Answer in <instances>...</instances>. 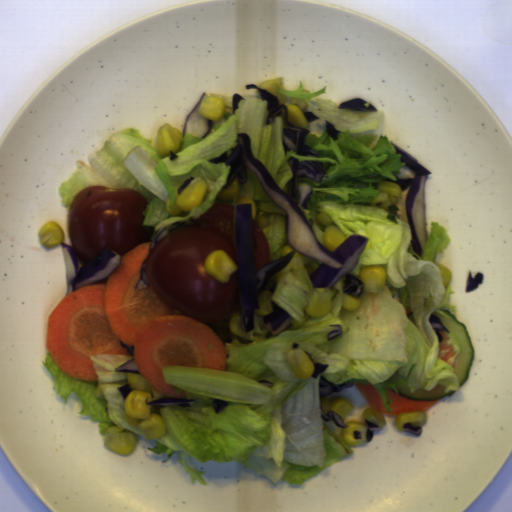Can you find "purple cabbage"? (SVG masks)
I'll use <instances>...</instances> for the list:
<instances>
[{"label": "purple cabbage", "instance_id": "4a5ac53e", "mask_svg": "<svg viewBox=\"0 0 512 512\" xmlns=\"http://www.w3.org/2000/svg\"><path fill=\"white\" fill-rule=\"evenodd\" d=\"M403 431L410 433L412 435H416L417 437L422 436L423 434V428L421 425H413L411 422H406L402 426Z\"/></svg>", "mask_w": 512, "mask_h": 512}, {"label": "purple cabbage", "instance_id": "ad9c8063", "mask_svg": "<svg viewBox=\"0 0 512 512\" xmlns=\"http://www.w3.org/2000/svg\"><path fill=\"white\" fill-rule=\"evenodd\" d=\"M321 418L323 421L326 422H333L336 426L342 429H349V425L345 422V420L342 419V417L334 412L333 410H327V412H324L321 409Z\"/></svg>", "mask_w": 512, "mask_h": 512}, {"label": "purple cabbage", "instance_id": "76c941e5", "mask_svg": "<svg viewBox=\"0 0 512 512\" xmlns=\"http://www.w3.org/2000/svg\"><path fill=\"white\" fill-rule=\"evenodd\" d=\"M241 100H246L242 94L238 93V92H234L233 94H231V108H232V115L234 113V111L238 108H240L239 106V101Z\"/></svg>", "mask_w": 512, "mask_h": 512}, {"label": "purple cabbage", "instance_id": "7f2bcce9", "mask_svg": "<svg viewBox=\"0 0 512 512\" xmlns=\"http://www.w3.org/2000/svg\"><path fill=\"white\" fill-rule=\"evenodd\" d=\"M114 370L117 373H134V374H138L141 376L138 368L135 365L134 358L124 361L118 367H116Z\"/></svg>", "mask_w": 512, "mask_h": 512}, {"label": "purple cabbage", "instance_id": "ea28d5fd", "mask_svg": "<svg viewBox=\"0 0 512 512\" xmlns=\"http://www.w3.org/2000/svg\"><path fill=\"white\" fill-rule=\"evenodd\" d=\"M398 154H401V162H405L408 169L414 173V177L399 178L397 174L395 177L397 181L389 178L383 181L396 182L404 192L408 189L404 197L405 215L407 224L410 225L412 231V240L410 241L412 250L419 255L423 256L426 243L428 240V227L426 217V189L427 181L431 174L424 165H422L414 156L397 146L392 142Z\"/></svg>", "mask_w": 512, "mask_h": 512}, {"label": "purple cabbage", "instance_id": "c7479f85", "mask_svg": "<svg viewBox=\"0 0 512 512\" xmlns=\"http://www.w3.org/2000/svg\"><path fill=\"white\" fill-rule=\"evenodd\" d=\"M148 256H146L144 258V260L142 261L140 267H139V278L135 284V290H143L145 288H148L149 285H148V282H147V278H146V275H145V261L147 259Z\"/></svg>", "mask_w": 512, "mask_h": 512}, {"label": "purple cabbage", "instance_id": "c1f60e8f", "mask_svg": "<svg viewBox=\"0 0 512 512\" xmlns=\"http://www.w3.org/2000/svg\"><path fill=\"white\" fill-rule=\"evenodd\" d=\"M235 145L223 151L218 157L207 161L213 165L223 163L229 167L221 190H226L234 180L247 184L249 170L257 177L265 194L284 212V234L292 251L274 259L257 269L254 250L253 206L251 203L233 204L232 228L237 271L238 309L245 333L255 329V310L261 308L259 296L271 281L292 260L296 252L321 262L309 274L314 288H330L343 278V294L361 296L365 283L354 276L352 271L370 239L353 233L346 237L333 251L322 243L313 230L312 218H306L301 208L307 210L308 200L313 191L308 183H299L304 176L319 184L326 176L324 162L302 160L290 156L286 163L292 177L283 189L253 154L251 137L246 132L237 133Z\"/></svg>", "mask_w": 512, "mask_h": 512}, {"label": "purple cabbage", "instance_id": "c1dc5f6f", "mask_svg": "<svg viewBox=\"0 0 512 512\" xmlns=\"http://www.w3.org/2000/svg\"><path fill=\"white\" fill-rule=\"evenodd\" d=\"M329 327H334L336 329L330 330L328 334L326 335V341H332L341 334H343V328L340 323L337 324H329Z\"/></svg>", "mask_w": 512, "mask_h": 512}, {"label": "purple cabbage", "instance_id": "79d25f72", "mask_svg": "<svg viewBox=\"0 0 512 512\" xmlns=\"http://www.w3.org/2000/svg\"><path fill=\"white\" fill-rule=\"evenodd\" d=\"M302 112H303V114H304V116H305V118H306V120H307V122H308V123H311V122H313V121H316V120H318V119H321L319 116L315 115V114H314L313 112H311V111H302Z\"/></svg>", "mask_w": 512, "mask_h": 512}, {"label": "purple cabbage", "instance_id": "06f8d472", "mask_svg": "<svg viewBox=\"0 0 512 512\" xmlns=\"http://www.w3.org/2000/svg\"><path fill=\"white\" fill-rule=\"evenodd\" d=\"M353 382L345 381L343 383H332L324 375H320L318 380L319 396L326 397L333 393H341L346 389L352 388Z\"/></svg>", "mask_w": 512, "mask_h": 512}, {"label": "purple cabbage", "instance_id": "00650cf3", "mask_svg": "<svg viewBox=\"0 0 512 512\" xmlns=\"http://www.w3.org/2000/svg\"><path fill=\"white\" fill-rule=\"evenodd\" d=\"M257 382L263 384L264 386H266V387H268L270 389L272 388V386L274 384V383H272V382H270L268 380H261V379L259 381H257Z\"/></svg>", "mask_w": 512, "mask_h": 512}, {"label": "purple cabbage", "instance_id": "ae1c544d", "mask_svg": "<svg viewBox=\"0 0 512 512\" xmlns=\"http://www.w3.org/2000/svg\"><path fill=\"white\" fill-rule=\"evenodd\" d=\"M364 423L367 427V431H366V443H369L371 441H373V438H374V434H375V431L372 432L370 430V428H379V424H375V423H372L370 422L368 419H364Z\"/></svg>", "mask_w": 512, "mask_h": 512}, {"label": "purple cabbage", "instance_id": "eb0055e9", "mask_svg": "<svg viewBox=\"0 0 512 512\" xmlns=\"http://www.w3.org/2000/svg\"><path fill=\"white\" fill-rule=\"evenodd\" d=\"M195 177H188L183 180V182L180 184L178 188H176L177 195H181V193L184 191V189L188 186V184L191 182V180Z\"/></svg>", "mask_w": 512, "mask_h": 512}, {"label": "purple cabbage", "instance_id": "e4d92799", "mask_svg": "<svg viewBox=\"0 0 512 512\" xmlns=\"http://www.w3.org/2000/svg\"><path fill=\"white\" fill-rule=\"evenodd\" d=\"M229 403L230 402H227L224 400H219V399H214V398L211 400V406H212L215 414L222 412L229 405Z\"/></svg>", "mask_w": 512, "mask_h": 512}, {"label": "purple cabbage", "instance_id": "c1ba4571", "mask_svg": "<svg viewBox=\"0 0 512 512\" xmlns=\"http://www.w3.org/2000/svg\"><path fill=\"white\" fill-rule=\"evenodd\" d=\"M169 159H170V162L174 161L176 159H179V155L174 153L172 150H169Z\"/></svg>", "mask_w": 512, "mask_h": 512}, {"label": "purple cabbage", "instance_id": "4d1481cc", "mask_svg": "<svg viewBox=\"0 0 512 512\" xmlns=\"http://www.w3.org/2000/svg\"><path fill=\"white\" fill-rule=\"evenodd\" d=\"M186 225H190L186 220H175L170 226H164V227H160L159 229H157L151 237V240L149 243V248H148V255H149L150 251L152 250V248L155 246V244L161 238H163L166 234H168L178 228L186 226Z\"/></svg>", "mask_w": 512, "mask_h": 512}, {"label": "purple cabbage", "instance_id": "45c4457a", "mask_svg": "<svg viewBox=\"0 0 512 512\" xmlns=\"http://www.w3.org/2000/svg\"><path fill=\"white\" fill-rule=\"evenodd\" d=\"M428 320L436 333L438 343L443 342L444 338H443L441 332H445L448 334V333H450V330L445 327L441 318L438 317L433 312L430 313Z\"/></svg>", "mask_w": 512, "mask_h": 512}, {"label": "purple cabbage", "instance_id": "8b30caba", "mask_svg": "<svg viewBox=\"0 0 512 512\" xmlns=\"http://www.w3.org/2000/svg\"><path fill=\"white\" fill-rule=\"evenodd\" d=\"M274 312L263 316V325H268L272 336H276L292 325V317L279 304L271 301Z\"/></svg>", "mask_w": 512, "mask_h": 512}, {"label": "purple cabbage", "instance_id": "161e9ed4", "mask_svg": "<svg viewBox=\"0 0 512 512\" xmlns=\"http://www.w3.org/2000/svg\"><path fill=\"white\" fill-rule=\"evenodd\" d=\"M116 390L119 392L122 399L125 400V398L130 393V391H133V388H132L131 384L127 382L121 386H117Z\"/></svg>", "mask_w": 512, "mask_h": 512}, {"label": "purple cabbage", "instance_id": "9cd0cae8", "mask_svg": "<svg viewBox=\"0 0 512 512\" xmlns=\"http://www.w3.org/2000/svg\"><path fill=\"white\" fill-rule=\"evenodd\" d=\"M144 403L150 407L182 406L186 408L196 405V402L187 397H166L164 395L162 398H155L151 401H148V398L145 397Z\"/></svg>", "mask_w": 512, "mask_h": 512}, {"label": "purple cabbage", "instance_id": "f2c792de", "mask_svg": "<svg viewBox=\"0 0 512 512\" xmlns=\"http://www.w3.org/2000/svg\"><path fill=\"white\" fill-rule=\"evenodd\" d=\"M293 348H300L299 343L294 342V341H293V342H291V349H293Z\"/></svg>", "mask_w": 512, "mask_h": 512}, {"label": "purple cabbage", "instance_id": "39781b68", "mask_svg": "<svg viewBox=\"0 0 512 512\" xmlns=\"http://www.w3.org/2000/svg\"><path fill=\"white\" fill-rule=\"evenodd\" d=\"M246 90L256 89L259 98L266 101L265 125L274 124L278 117L282 122V150L287 157L288 152L293 151L303 157L320 158L319 151L306 145V137L311 132L305 127L293 125L289 121V108L284 102L280 103L278 96L267 88H259L258 85L246 83Z\"/></svg>", "mask_w": 512, "mask_h": 512}, {"label": "purple cabbage", "instance_id": "9ea6ddef", "mask_svg": "<svg viewBox=\"0 0 512 512\" xmlns=\"http://www.w3.org/2000/svg\"><path fill=\"white\" fill-rule=\"evenodd\" d=\"M204 96H207L206 91L201 92L197 102L186 116L182 126L181 139L184 138L186 134H193L204 138L211 132L214 124L213 120L201 116L198 113L200 103Z\"/></svg>", "mask_w": 512, "mask_h": 512}, {"label": "purple cabbage", "instance_id": "be4709a2", "mask_svg": "<svg viewBox=\"0 0 512 512\" xmlns=\"http://www.w3.org/2000/svg\"><path fill=\"white\" fill-rule=\"evenodd\" d=\"M324 130L329 138L333 141L339 140V135L342 134L340 130H337L332 123L325 119Z\"/></svg>", "mask_w": 512, "mask_h": 512}, {"label": "purple cabbage", "instance_id": "7bc51332", "mask_svg": "<svg viewBox=\"0 0 512 512\" xmlns=\"http://www.w3.org/2000/svg\"><path fill=\"white\" fill-rule=\"evenodd\" d=\"M483 281L484 275L482 272L479 271L472 277V271L469 269L466 278L465 293H471L477 289L479 285H482Z\"/></svg>", "mask_w": 512, "mask_h": 512}, {"label": "purple cabbage", "instance_id": "2a5bb90f", "mask_svg": "<svg viewBox=\"0 0 512 512\" xmlns=\"http://www.w3.org/2000/svg\"><path fill=\"white\" fill-rule=\"evenodd\" d=\"M119 344L121 346V348H126L129 353L131 354V357H135V348H133L132 346H127L126 344H124L123 342H120L119 341Z\"/></svg>", "mask_w": 512, "mask_h": 512}, {"label": "purple cabbage", "instance_id": "61c92939", "mask_svg": "<svg viewBox=\"0 0 512 512\" xmlns=\"http://www.w3.org/2000/svg\"><path fill=\"white\" fill-rule=\"evenodd\" d=\"M303 352L309 356V358L312 360L313 365H314V370H313L312 374L310 375V377L312 379L317 380L318 376L320 374H323L329 368V365H328V363L315 362L313 356L309 352H307L306 350Z\"/></svg>", "mask_w": 512, "mask_h": 512}, {"label": "purple cabbage", "instance_id": "f65ffa83", "mask_svg": "<svg viewBox=\"0 0 512 512\" xmlns=\"http://www.w3.org/2000/svg\"><path fill=\"white\" fill-rule=\"evenodd\" d=\"M60 249L66 282L64 297L81 287L106 283L108 277L121 263V254L105 246L84 264L74 247L62 242Z\"/></svg>", "mask_w": 512, "mask_h": 512}, {"label": "purple cabbage", "instance_id": "38c2f254", "mask_svg": "<svg viewBox=\"0 0 512 512\" xmlns=\"http://www.w3.org/2000/svg\"><path fill=\"white\" fill-rule=\"evenodd\" d=\"M368 101L366 99L360 97H353L347 100H344L340 104H338V109L351 110L353 112H377L378 110L369 102L368 107H365Z\"/></svg>", "mask_w": 512, "mask_h": 512}]
</instances>
